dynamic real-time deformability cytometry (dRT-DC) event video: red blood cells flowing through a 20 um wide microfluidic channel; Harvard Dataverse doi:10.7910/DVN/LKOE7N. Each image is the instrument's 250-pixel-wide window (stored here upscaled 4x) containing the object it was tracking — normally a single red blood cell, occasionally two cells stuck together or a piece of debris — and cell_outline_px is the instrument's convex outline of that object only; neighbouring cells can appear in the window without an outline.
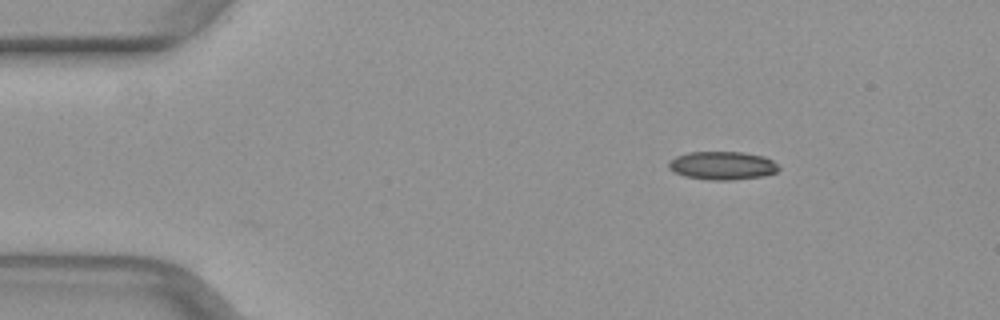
{"species": "common noctule bat (a hibernating species)", "species_latin": "Nyctalus noctula", "temperature_condition": "warm", "stored_images_in_passage": 2, "camera_frame_rate_fps": 3000, "um_per_image_px": 0.085, "animal": {"sex": "female", "body_mass_g": 29.2, "forearm_length_mm": 56.3}, "frame": {"image": 1, "passage_image": 2, "time_ms": 0.333, "image_size_px": [1000, 320], "cell_outline_px": [[780, 168], [776, 172], [764, 176], [728, 180], [712, 180], [684, 176], [668, 168], [668, 164], [676, 156], [688, 152], [744, 152], [764, 156], [772, 160]], "centroid_in_image_um": [61.42, 14.07], "position_along_channel_um": 23.6, "area_um2": 18.03}}